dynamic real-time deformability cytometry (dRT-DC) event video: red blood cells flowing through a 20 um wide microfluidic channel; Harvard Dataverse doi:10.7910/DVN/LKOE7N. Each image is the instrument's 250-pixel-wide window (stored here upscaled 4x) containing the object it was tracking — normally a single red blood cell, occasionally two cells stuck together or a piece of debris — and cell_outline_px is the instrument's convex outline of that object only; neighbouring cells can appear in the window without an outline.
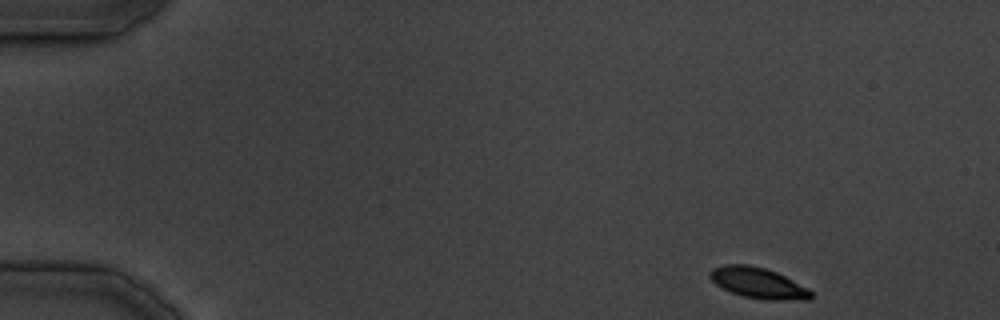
{"species": "common noctule bat (a hibernating species)", "species_latin": "Nyctalus noctula", "temperature_condition": "cold", "stored_images_in_passage": 8, "camera_frame_rate_fps": 3000, "um_per_image_px": 0.085, "animal": {"sex": "male", "body_mass_g": 19.5, "forearm_length_mm": 54.6}, "frame": {"image": 1, "passage_image": 1, "time_ms": 0.0, "image_size_px": [1000, 320], "cell_outline_px": [[812, 296], [808, 300], [768, 300], [744, 296], [732, 292], [716, 284], [708, 276], [708, 272], [712, 268], [724, 264], [748, 264], [764, 268], [776, 272], [808, 288], [812, 292]], "centroid_in_image_um": [64.43, 24.04], "position_along_channel_um": 20.6, "area_um2": 18.03}}